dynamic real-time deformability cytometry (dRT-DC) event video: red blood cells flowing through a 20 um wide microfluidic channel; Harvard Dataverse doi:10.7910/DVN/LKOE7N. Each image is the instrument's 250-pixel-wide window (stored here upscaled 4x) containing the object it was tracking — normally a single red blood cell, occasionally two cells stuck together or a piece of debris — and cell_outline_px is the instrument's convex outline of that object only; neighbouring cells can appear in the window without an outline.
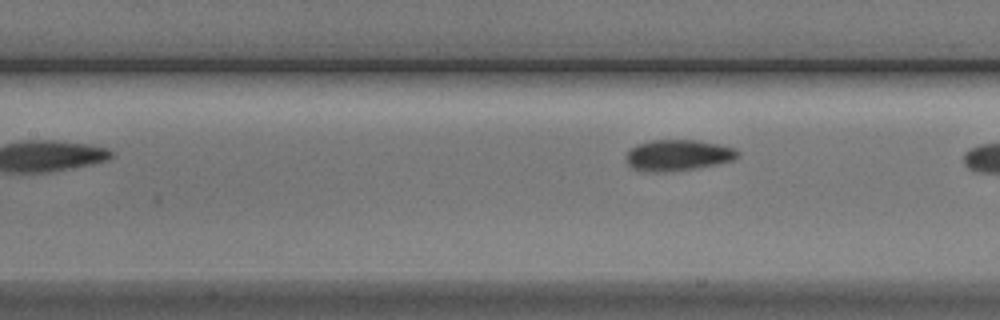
{"species": "Egyptian fruit bat (a non-hibernating species)", "species_latin": "Rousettus aegyptiacus", "temperature_condition": "cold", "stored_images_in_passage": 5, "camera_frame_rate_fps": 3000, "um_per_image_px": 0.085, "animal": {"sex": "male"}, "frame": {"image": 1, "passage_image": 5, "time_ms": 5.667, "image_size_px": [1000, 320], "cell_outline_px": [[740, 156], [732, 160], [716, 164], [696, 168], [664, 172], [652, 172], [632, 168], [628, 164], [628, 148], [652, 140], [696, 140], [720, 144], [736, 148], [740, 152]], "centroid_in_image_um": [57.67, 13.18], "position_along_channel_um": 149.7, "area_um2": 20.11}}